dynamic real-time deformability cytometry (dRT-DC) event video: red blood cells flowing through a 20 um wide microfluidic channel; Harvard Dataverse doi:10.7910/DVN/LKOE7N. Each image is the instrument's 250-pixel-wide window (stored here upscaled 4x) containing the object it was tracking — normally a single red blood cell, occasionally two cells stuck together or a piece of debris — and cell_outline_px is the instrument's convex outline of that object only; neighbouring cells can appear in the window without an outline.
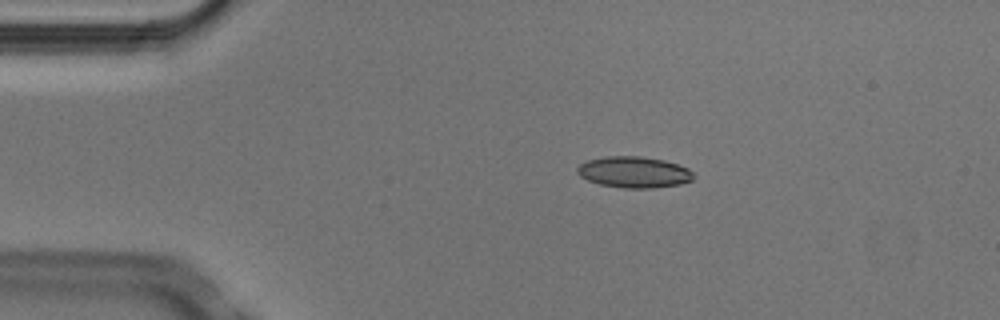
{"species": "Egyptian fruit bat (a non-hibernating species)", "species_latin": "Rousettus aegyptiacus", "temperature_condition": "cold", "stored_images_in_passage": 3, "camera_frame_rate_fps": 3000, "um_per_image_px": 0.085, "animal": {"sex": "male"}, "frame": {"image": 1, "passage_image": 1, "time_ms": 0.0, "image_size_px": [1000, 320], "cell_outline_px": [[696, 176], [692, 180], [680, 184], [652, 188], [624, 188], [600, 184], [588, 180], [580, 176], [576, 172], [576, 168], [580, 164], [588, 160], [608, 156], [640, 156], [664, 160], [688, 168]], "centroid_in_image_um": [53.89, 14.63], "position_along_channel_um": 31.1, "area_um2": 21.1}}